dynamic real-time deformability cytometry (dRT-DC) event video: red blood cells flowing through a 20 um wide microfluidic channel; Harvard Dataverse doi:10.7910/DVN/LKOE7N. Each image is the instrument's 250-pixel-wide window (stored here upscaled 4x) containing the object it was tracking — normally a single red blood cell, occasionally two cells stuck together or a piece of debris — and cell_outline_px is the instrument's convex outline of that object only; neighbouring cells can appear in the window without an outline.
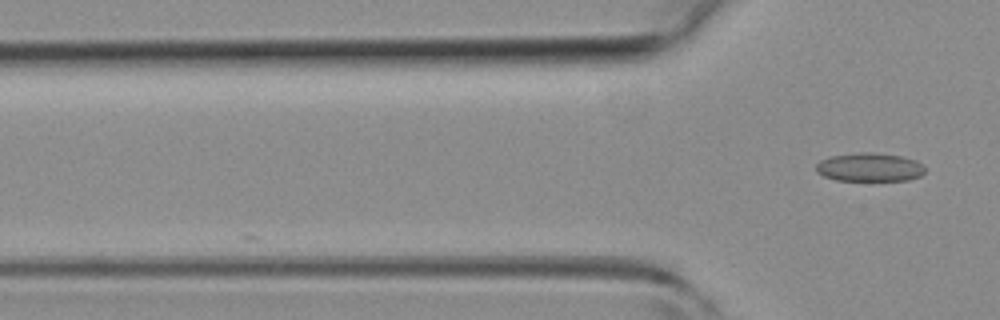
{"species": "common noctule bat (a hibernating species)", "species_latin": "Nyctalus noctula", "temperature_condition": "room temperature", "stored_images_in_passage": 3, "camera_frame_rate_fps": 3000, "um_per_image_px": 0.085, "animal": {"sex": "female", "body_mass_g": 19.3, "forearm_length_mm": 54.1}, "frame": {"image": 1, "passage_image": 3, "time_ms": 3.0, "image_size_px": [1000, 320], "cell_outline_px": [[924, 172], [920, 176], [908, 180], [836, 180], [824, 176], [816, 172], [816, 164], [820, 160], [828, 156], [856, 152], [872, 152], [900, 156], [916, 160], [924, 168]], "centroid_in_image_um": [73.86, 14.2], "position_along_channel_um": 51.9, "area_um2": 18.15}}